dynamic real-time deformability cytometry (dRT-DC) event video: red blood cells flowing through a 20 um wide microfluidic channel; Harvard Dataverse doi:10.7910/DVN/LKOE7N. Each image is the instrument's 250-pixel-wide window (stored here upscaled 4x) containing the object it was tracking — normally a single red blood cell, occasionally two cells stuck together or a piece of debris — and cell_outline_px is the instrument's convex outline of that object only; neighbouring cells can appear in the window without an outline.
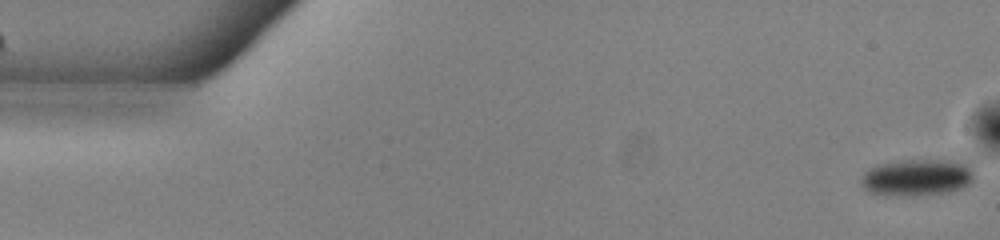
{"species": "common noctule bat (a hibernating species)", "species_latin": "Nyctalus noctula", "temperature_condition": "warm", "stored_images_in_passage": 53, "camera_frame_rate_fps": 3000, "um_per_image_px": 0.085, "animal": {"sex": "male", "body_mass_g": 13.0, "forearm_length_mm": 53.1}, "frame": {"image": 1, "passage_image": 1, "time_ms": 0.0, "image_size_px": [1000, 240], "cell_outline_px": [[972, 180], [968, 184], [960, 188], [948, 192], [916, 196], [888, 196], [872, 192], [864, 188], [860, 184], [860, 176], [864, 172], [876, 164], [904, 160], [964, 160], [972, 168]], "centroid_in_image_um": [77.92, 15.07], "position_along_channel_um": 7.1, "area_um2": 24.57}}
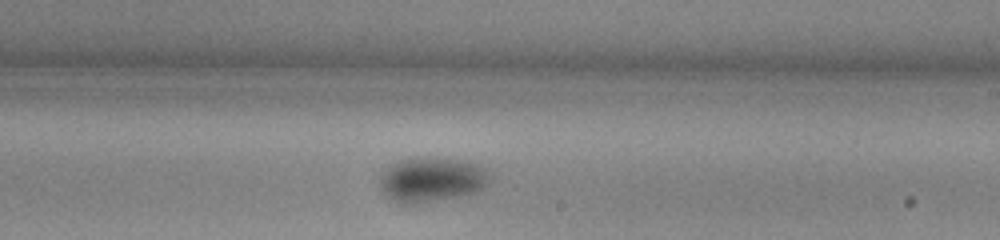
{"frame": {"image": 2, "passage_image": 31, "time_ms": 10.0, "image_size_px": [1000, 240], "cell_outline_px": [[492, 180], [484, 188], [476, 192], [460, 196], [408, 204], [400, 204], [388, 196], [384, 192], [380, 184], [380, 172], [392, 164], [400, 160], [412, 156], [436, 156], [464, 160], [480, 164], [492, 172]], "centroid_in_image_um": [36.76, 15.21], "position_along_channel_um": 252.2, "area_um2": 29.42}}
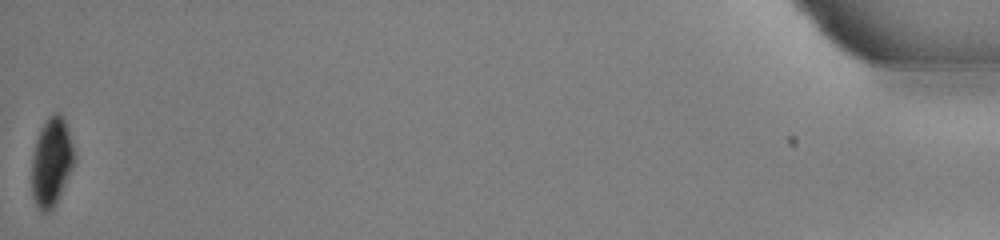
{"frame": {"image": 3, "passage_image": 53, "time_ms": 17.333, "image_size_px": [1000, 240], "cell_outline_px": [[76, 160], [60, 196], [56, 204], [48, 212], [40, 212], [32, 196], [32, 160], [36, 140], [40, 128], [48, 116], [52, 112], [60, 112], [64, 120], [76, 152]], "centroid_in_image_um": [4.39, 13.76], "position_along_channel_um": 430.8, "area_um2": 22.25}}